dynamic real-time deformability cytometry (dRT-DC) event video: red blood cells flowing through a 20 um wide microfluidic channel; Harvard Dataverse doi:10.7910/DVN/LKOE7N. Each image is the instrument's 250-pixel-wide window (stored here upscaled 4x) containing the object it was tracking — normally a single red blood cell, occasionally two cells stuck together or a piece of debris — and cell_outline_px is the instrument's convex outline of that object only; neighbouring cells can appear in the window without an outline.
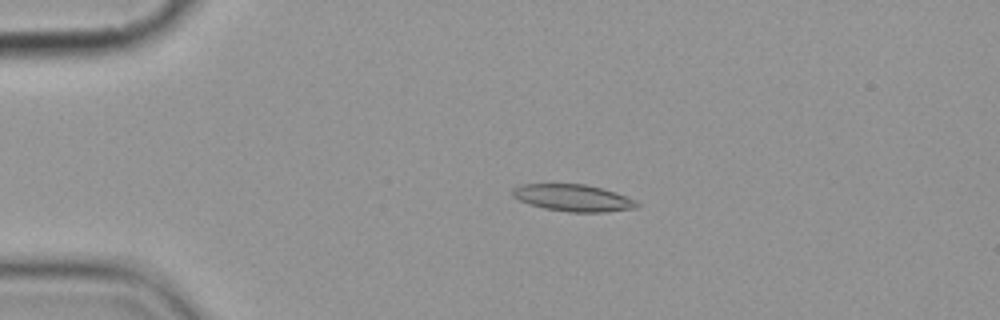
{"species": "common noctule bat (a hibernating species)", "species_latin": "Nyctalus noctula", "temperature_condition": "cold", "stored_images_in_passage": 4, "camera_frame_rate_fps": 3000, "um_per_image_px": 0.085, "animal": {"sex": "female", "body_mass_g": 19.9}, "frame": {"image": 1, "passage_image": 3, "time_ms": 2.333, "image_size_px": [1000, 320], "cell_outline_px": [[640, 204], [636, 208], [604, 212], [568, 212], [544, 208], [528, 204], [512, 196], [512, 188], [520, 184], [588, 184], [604, 188], [616, 192], [636, 200]], "centroid_in_image_um": [48.72, 16.81], "position_along_channel_um": 36.3, "area_um2": 19.71}}